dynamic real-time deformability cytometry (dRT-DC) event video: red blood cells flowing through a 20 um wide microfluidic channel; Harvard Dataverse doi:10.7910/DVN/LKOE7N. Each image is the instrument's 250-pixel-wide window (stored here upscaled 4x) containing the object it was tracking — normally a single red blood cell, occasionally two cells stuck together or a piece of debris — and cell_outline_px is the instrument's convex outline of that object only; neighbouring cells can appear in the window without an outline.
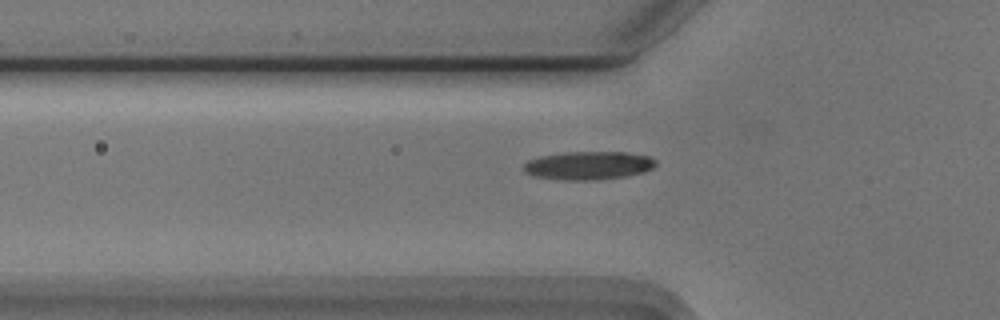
{"species": "Egyptian fruit bat (a non-hibernating species)", "species_latin": "Rousettus aegyptiacus", "temperature_condition": "cold", "stored_images_in_passage": 37, "camera_frame_rate_fps": 3000, "um_per_image_px": 0.085, "animal": {"sex": "male"}, "frame": {"image": 1, "passage_image": 4, "time_ms": 1.0, "image_size_px": [1000, 320], "cell_outline_px": [[656, 164], [652, 168], [644, 172], [624, 176], [596, 180], [568, 180], [536, 176], [524, 172], [524, 164], [528, 160], [540, 156], [564, 152], [624, 152], [648, 156], [656, 160]], "centroid_in_image_um": [50.02, 14.06], "position_along_channel_um": 75.8, "area_um2": 21.62}}
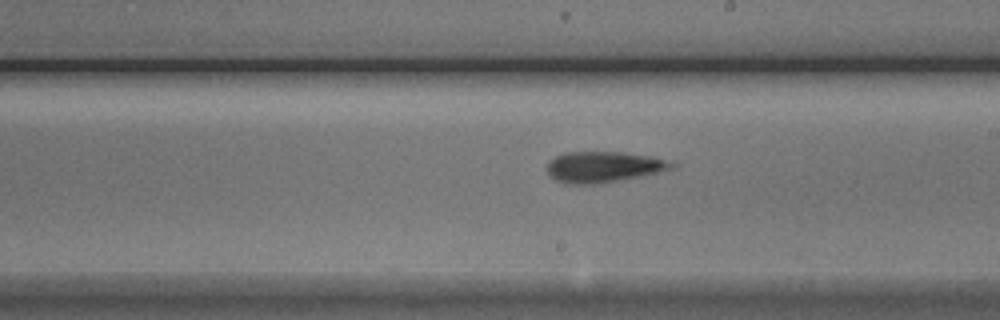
{"frame": {"image": 2, "passage_image": 17, "time_ms": 5.333, "image_size_px": [1000, 320], "cell_outline_px": [[680, 164], [676, 168], [640, 176], [596, 184], [564, 184], [556, 180], [548, 172], [548, 160], [564, 152], [620, 152], [652, 156]], "centroid_in_image_um": [51.33, 14.18], "position_along_channel_um": 237.7, "area_um2": 22.48}}
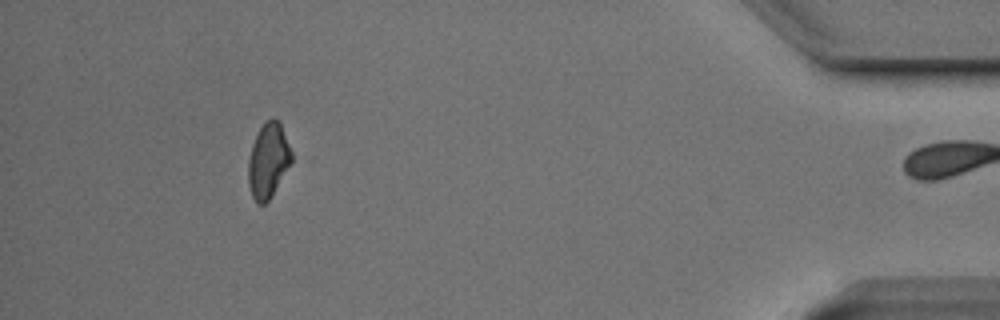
{"frame": {"image": 3, "passage_image": 36, "time_ms": 11.667, "image_size_px": [1000, 320], "cell_outline_px": [[292, 160], [268, 200], [264, 204], [260, 204], [252, 196], [248, 184], [248, 160], [252, 144], [260, 128], [268, 120], [280, 120], [292, 152]], "centroid_in_image_um": [22.79, 13.62], "position_along_channel_um": 412.4, "area_um2": 18.38}, "authors_computed_cell_mechanics": {"area_um2": 21.6172, "velocity_mm_per_s": 3.7288, "shape_relaxation_time_tau1_ms": null, "shape_relaxation_time_tau2_ms": 5.0026, "deformation_change_tau1": null, "deformation_change_tau2": 0.1826}}